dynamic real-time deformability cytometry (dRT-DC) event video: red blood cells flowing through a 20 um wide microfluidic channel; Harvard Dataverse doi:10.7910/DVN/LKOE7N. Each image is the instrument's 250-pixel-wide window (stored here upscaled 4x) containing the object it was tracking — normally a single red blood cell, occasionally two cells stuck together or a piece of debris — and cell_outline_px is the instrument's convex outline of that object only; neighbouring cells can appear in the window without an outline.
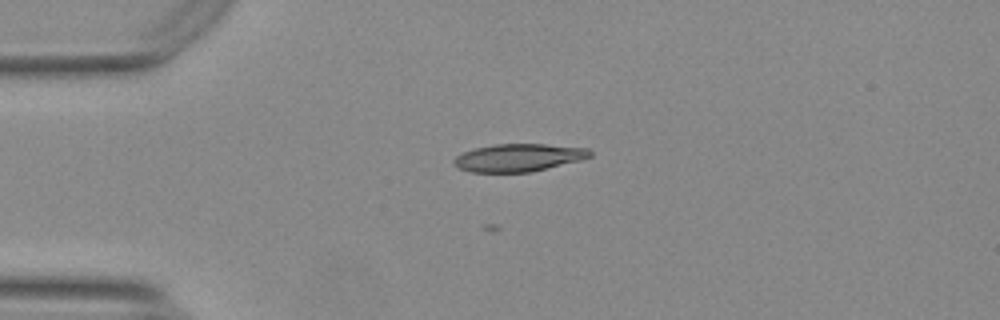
{"species": "Egyptian fruit bat (a non-hibernating species)", "species_latin": "Rousettus aegyptiacus", "temperature_condition": "warm", "stored_images_in_passage": 43, "camera_frame_rate_fps": 3000, "um_per_image_px": 0.085, "animal": {"sex": "female"}, "frame": {"image": 1, "passage_image": 1, "time_ms": 0.0, "image_size_px": [1000, 320], "cell_outline_px": [[592, 156], [580, 160], [532, 172], [472, 172], [460, 168], [452, 164], [452, 160], [456, 156], [464, 152], [476, 148], [496, 144], [544, 144], [588, 148], [592, 152]], "centroid_in_image_um": [44.08, 13.4], "position_along_channel_um": 40.9, "area_um2": 21.91}}
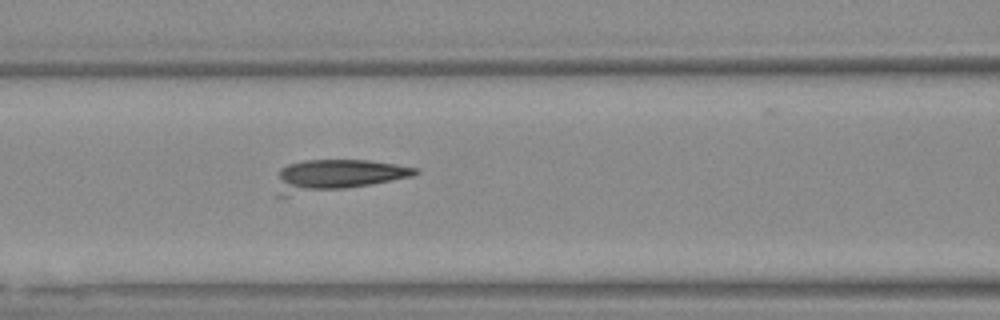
{"frame": {"image": 2, "passage_image": 11, "time_ms": 3.333, "image_size_px": [1000, 320], "cell_outline_px": [[420, 172], [412, 176], [368, 184], [344, 188], [284, 196], [276, 196], [280, 168], [288, 164], [304, 160], [368, 160], [396, 164], [420, 168]], "centroid_in_image_um": [28.62, 14.88], "position_along_channel_um": 138.0, "area_um2": 24.97}}
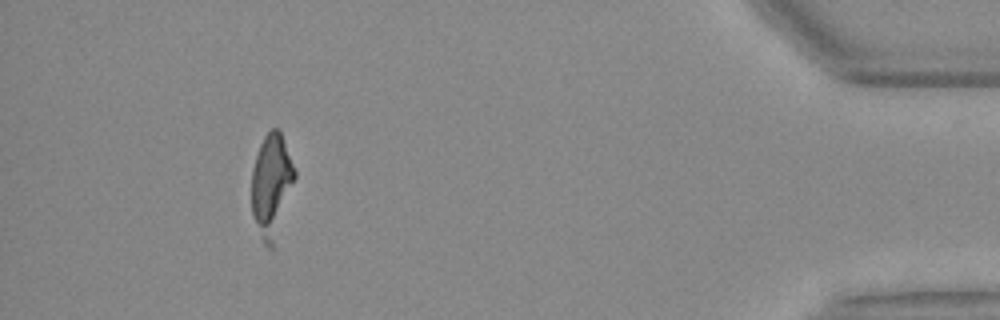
{"frame": {"image": 3, "passage_image": 38, "time_ms": 12.333, "image_size_px": [1000, 320], "cell_outline_px": [[296, 176], [272, 248], [268, 248], [264, 244], [252, 216], [252, 168], [260, 144], [264, 136], [272, 128], [280, 128], [296, 172]], "centroid_in_image_um": [23.07, 15.7], "position_along_channel_um": 412.1, "area_um2": 25.55}}